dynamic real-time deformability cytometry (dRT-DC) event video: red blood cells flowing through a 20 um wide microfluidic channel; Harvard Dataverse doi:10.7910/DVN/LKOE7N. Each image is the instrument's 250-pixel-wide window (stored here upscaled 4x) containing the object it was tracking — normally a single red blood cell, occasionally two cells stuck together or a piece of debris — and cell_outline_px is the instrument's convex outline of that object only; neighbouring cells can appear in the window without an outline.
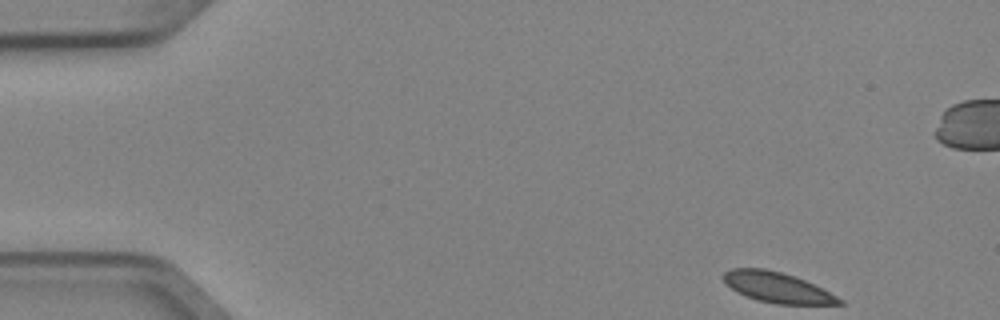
{"species": "Egyptian fruit bat (a non-hibernating species)", "species_latin": "Rousettus aegyptiacus", "temperature_condition": "cold", "stored_images_in_passage": 5, "camera_frame_rate_fps": 3000, "um_per_image_px": 0.085, "animal": {"sex": "female"}, "frame": {"image": 1, "passage_image": 1, "time_ms": 0.0, "image_size_px": [1000, 320], "cell_outline_px": [[844, 304], [776, 304], [756, 300], [736, 292], [724, 280], [724, 272], [732, 268], [764, 268], [780, 272], [804, 280], [844, 300]], "centroid_in_image_um": [66.04, 24.44], "position_along_channel_um": 19.0, "area_um2": 20.11}}